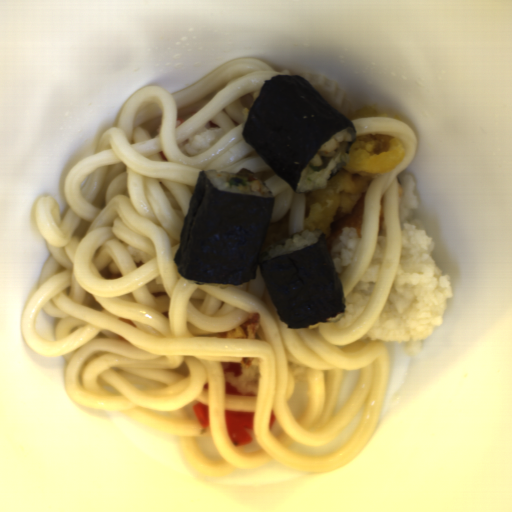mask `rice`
<instances>
[{
	"label": "rice",
	"instance_id": "rice-1",
	"mask_svg": "<svg viewBox=\"0 0 512 512\" xmlns=\"http://www.w3.org/2000/svg\"><path fill=\"white\" fill-rule=\"evenodd\" d=\"M403 195L399 202L401 251L381 310L364 341L407 342L406 355L420 353L423 340L441 326L453 282L443 273L430 252L436 245L424 223L409 218L419 209L416 180L407 170L400 175Z\"/></svg>",
	"mask_w": 512,
	"mask_h": 512
},
{
	"label": "rice",
	"instance_id": "rice-2",
	"mask_svg": "<svg viewBox=\"0 0 512 512\" xmlns=\"http://www.w3.org/2000/svg\"><path fill=\"white\" fill-rule=\"evenodd\" d=\"M353 140L354 138L351 132L348 129H343L323 143L308 164L301 170L295 192L303 194L308 191L326 188L329 178L350 162V153L346 150L343 151L331 160L322 171H314L311 169L310 165H323L321 162V152L331 153L338 148L340 143L349 142L350 144Z\"/></svg>",
	"mask_w": 512,
	"mask_h": 512
},
{
	"label": "rice",
	"instance_id": "rice-3",
	"mask_svg": "<svg viewBox=\"0 0 512 512\" xmlns=\"http://www.w3.org/2000/svg\"><path fill=\"white\" fill-rule=\"evenodd\" d=\"M205 176L207 177L210 184L215 186L220 191L228 192V193H242V194H248V195H258V196H267L271 197L272 194L270 190L267 188V186L260 180V178L257 175L253 174H237V173H229V172H223V171H216L214 169H208L204 171ZM252 175L255 177V179L260 182V188L261 190L258 192H252L251 191V184L248 183V177ZM232 177H238L246 182V186L239 185V186H230L229 180ZM254 182V181H253Z\"/></svg>",
	"mask_w": 512,
	"mask_h": 512
},
{
	"label": "rice",
	"instance_id": "rice-4",
	"mask_svg": "<svg viewBox=\"0 0 512 512\" xmlns=\"http://www.w3.org/2000/svg\"><path fill=\"white\" fill-rule=\"evenodd\" d=\"M321 232H311L310 230H303L301 234H293L292 238H287L283 244H277L267 253V258L285 255L292 253L319 242Z\"/></svg>",
	"mask_w": 512,
	"mask_h": 512
},
{
	"label": "rice",
	"instance_id": "rice-5",
	"mask_svg": "<svg viewBox=\"0 0 512 512\" xmlns=\"http://www.w3.org/2000/svg\"><path fill=\"white\" fill-rule=\"evenodd\" d=\"M343 316H344L343 314H338V315H336L334 317L327 318V320L324 321V322H320V323H315V324L309 325L307 328L308 329H315V328H318L321 324L337 323L338 321L341 320V318Z\"/></svg>",
	"mask_w": 512,
	"mask_h": 512
}]
</instances>
